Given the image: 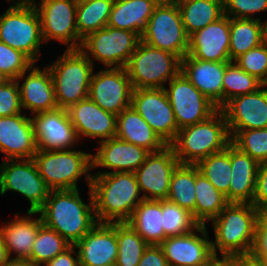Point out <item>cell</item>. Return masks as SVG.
I'll return each instance as SVG.
<instances>
[{"label": "cell", "mask_w": 267, "mask_h": 266, "mask_svg": "<svg viewBox=\"0 0 267 266\" xmlns=\"http://www.w3.org/2000/svg\"><path fill=\"white\" fill-rule=\"evenodd\" d=\"M230 143L226 117L218 109L205 121L178 130L170 146L180 164L196 165L211 154L223 151Z\"/></svg>", "instance_id": "obj_4"}, {"label": "cell", "mask_w": 267, "mask_h": 266, "mask_svg": "<svg viewBox=\"0 0 267 266\" xmlns=\"http://www.w3.org/2000/svg\"><path fill=\"white\" fill-rule=\"evenodd\" d=\"M162 216L167 237L187 234L200 225L190 212L167 199L162 201Z\"/></svg>", "instance_id": "obj_42"}, {"label": "cell", "mask_w": 267, "mask_h": 266, "mask_svg": "<svg viewBox=\"0 0 267 266\" xmlns=\"http://www.w3.org/2000/svg\"><path fill=\"white\" fill-rule=\"evenodd\" d=\"M35 64L28 56L0 41V78L16 79Z\"/></svg>", "instance_id": "obj_43"}, {"label": "cell", "mask_w": 267, "mask_h": 266, "mask_svg": "<svg viewBox=\"0 0 267 266\" xmlns=\"http://www.w3.org/2000/svg\"><path fill=\"white\" fill-rule=\"evenodd\" d=\"M132 91L126 68L108 67L92 74L88 98L117 116L131 105Z\"/></svg>", "instance_id": "obj_15"}, {"label": "cell", "mask_w": 267, "mask_h": 266, "mask_svg": "<svg viewBox=\"0 0 267 266\" xmlns=\"http://www.w3.org/2000/svg\"><path fill=\"white\" fill-rule=\"evenodd\" d=\"M230 17L225 14L189 36L187 54L203 61L230 62Z\"/></svg>", "instance_id": "obj_21"}, {"label": "cell", "mask_w": 267, "mask_h": 266, "mask_svg": "<svg viewBox=\"0 0 267 266\" xmlns=\"http://www.w3.org/2000/svg\"><path fill=\"white\" fill-rule=\"evenodd\" d=\"M259 163L231 143L229 203L252 204Z\"/></svg>", "instance_id": "obj_27"}, {"label": "cell", "mask_w": 267, "mask_h": 266, "mask_svg": "<svg viewBox=\"0 0 267 266\" xmlns=\"http://www.w3.org/2000/svg\"><path fill=\"white\" fill-rule=\"evenodd\" d=\"M160 1L114 0L107 26L135 32L141 37Z\"/></svg>", "instance_id": "obj_29"}, {"label": "cell", "mask_w": 267, "mask_h": 266, "mask_svg": "<svg viewBox=\"0 0 267 266\" xmlns=\"http://www.w3.org/2000/svg\"><path fill=\"white\" fill-rule=\"evenodd\" d=\"M221 110L229 131L267 128V85L253 93L232 98Z\"/></svg>", "instance_id": "obj_19"}, {"label": "cell", "mask_w": 267, "mask_h": 266, "mask_svg": "<svg viewBox=\"0 0 267 266\" xmlns=\"http://www.w3.org/2000/svg\"><path fill=\"white\" fill-rule=\"evenodd\" d=\"M208 237L206 225H199L187 234L166 237L159 246L169 266H208L215 258Z\"/></svg>", "instance_id": "obj_17"}, {"label": "cell", "mask_w": 267, "mask_h": 266, "mask_svg": "<svg viewBox=\"0 0 267 266\" xmlns=\"http://www.w3.org/2000/svg\"><path fill=\"white\" fill-rule=\"evenodd\" d=\"M151 152L117 137L100 142L96 154H92V168L104 167L111 172H135Z\"/></svg>", "instance_id": "obj_25"}, {"label": "cell", "mask_w": 267, "mask_h": 266, "mask_svg": "<svg viewBox=\"0 0 267 266\" xmlns=\"http://www.w3.org/2000/svg\"><path fill=\"white\" fill-rule=\"evenodd\" d=\"M226 62L203 61L186 54L181 72L218 109L223 107V76Z\"/></svg>", "instance_id": "obj_24"}, {"label": "cell", "mask_w": 267, "mask_h": 266, "mask_svg": "<svg viewBox=\"0 0 267 266\" xmlns=\"http://www.w3.org/2000/svg\"><path fill=\"white\" fill-rule=\"evenodd\" d=\"M40 176L50 190H73L77 180L86 175L90 187L92 174V154L76 150L38 149L32 158Z\"/></svg>", "instance_id": "obj_6"}, {"label": "cell", "mask_w": 267, "mask_h": 266, "mask_svg": "<svg viewBox=\"0 0 267 266\" xmlns=\"http://www.w3.org/2000/svg\"><path fill=\"white\" fill-rule=\"evenodd\" d=\"M208 266H239V256L215 257Z\"/></svg>", "instance_id": "obj_51"}, {"label": "cell", "mask_w": 267, "mask_h": 266, "mask_svg": "<svg viewBox=\"0 0 267 266\" xmlns=\"http://www.w3.org/2000/svg\"><path fill=\"white\" fill-rule=\"evenodd\" d=\"M113 3L114 0H78L76 28L82 39L107 26Z\"/></svg>", "instance_id": "obj_36"}, {"label": "cell", "mask_w": 267, "mask_h": 266, "mask_svg": "<svg viewBox=\"0 0 267 266\" xmlns=\"http://www.w3.org/2000/svg\"><path fill=\"white\" fill-rule=\"evenodd\" d=\"M179 164L170 145L158 152H151L135 171L140 193L145 192L142 195L143 199L166 200L172 173Z\"/></svg>", "instance_id": "obj_16"}, {"label": "cell", "mask_w": 267, "mask_h": 266, "mask_svg": "<svg viewBox=\"0 0 267 266\" xmlns=\"http://www.w3.org/2000/svg\"><path fill=\"white\" fill-rule=\"evenodd\" d=\"M90 188L98 223L127 222L143 200L135 172H97Z\"/></svg>", "instance_id": "obj_1"}, {"label": "cell", "mask_w": 267, "mask_h": 266, "mask_svg": "<svg viewBox=\"0 0 267 266\" xmlns=\"http://www.w3.org/2000/svg\"><path fill=\"white\" fill-rule=\"evenodd\" d=\"M196 166L199 172L210 183L226 196L229 202V187L231 181V143L221 152L211 154L200 160Z\"/></svg>", "instance_id": "obj_37"}, {"label": "cell", "mask_w": 267, "mask_h": 266, "mask_svg": "<svg viewBox=\"0 0 267 266\" xmlns=\"http://www.w3.org/2000/svg\"><path fill=\"white\" fill-rule=\"evenodd\" d=\"M235 63L242 70L267 85V40L238 57Z\"/></svg>", "instance_id": "obj_44"}, {"label": "cell", "mask_w": 267, "mask_h": 266, "mask_svg": "<svg viewBox=\"0 0 267 266\" xmlns=\"http://www.w3.org/2000/svg\"><path fill=\"white\" fill-rule=\"evenodd\" d=\"M93 65L80 49H66L62 56L47 66L53 79L58 108L68 109L88 98Z\"/></svg>", "instance_id": "obj_5"}, {"label": "cell", "mask_w": 267, "mask_h": 266, "mask_svg": "<svg viewBox=\"0 0 267 266\" xmlns=\"http://www.w3.org/2000/svg\"><path fill=\"white\" fill-rule=\"evenodd\" d=\"M127 223L148 245H159L167 237L162 227V201L143 199Z\"/></svg>", "instance_id": "obj_31"}, {"label": "cell", "mask_w": 267, "mask_h": 266, "mask_svg": "<svg viewBox=\"0 0 267 266\" xmlns=\"http://www.w3.org/2000/svg\"><path fill=\"white\" fill-rule=\"evenodd\" d=\"M80 266L115 264L118 254L117 223H97L75 244Z\"/></svg>", "instance_id": "obj_20"}, {"label": "cell", "mask_w": 267, "mask_h": 266, "mask_svg": "<svg viewBox=\"0 0 267 266\" xmlns=\"http://www.w3.org/2000/svg\"><path fill=\"white\" fill-rule=\"evenodd\" d=\"M22 110L19 83L16 79L0 80V117L20 114Z\"/></svg>", "instance_id": "obj_45"}, {"label": "cell", "mask_w": 267, "mask_h": 266, "mask_svg": "<svg viewBox=\"0 0 267 266\" xmlns=\"http://www.w3.org/2000/svg\"><path fill=\"white\" fill-rule=\"evenodd\" d=\"M141 41L177 55L181 60L188 52L189 35L183 26L175 0H161L149 18Z\"/></svg>", "instance_id": "obj_9"}, {"label": "cell", "mask_w": 267, "mask_h": 266, "mask_svg": "<svg viewBox=\"0 0 267 266\" xmlns=\"http://www.w3.org/2000/svg\"><path fill=\"white\" fill-rule=\"evenodd\" d=\"M29 71L27 77L26 72L28 71H25L16 78L19 83L22 108L31 110V115L58 109L54 83L48 67L40 70L33 64ZM19 79L24 81L21 86Z\"/></svg>", "instance_id": "obj_26"}, {"label": "cell", "mask_w": 267, "mask_h": 266, "mask_svg": "<svg viewBox=\"0 0 267 266\" xmlns=\"http://www.w3.org/2000/svg\"><path fill=\"white\" fill-rule=\"evenodd\" d=\"M35 214L37 212L27 211L28 216L23 217L17 213L16 219L0 227V234L10 258V255L15 253V259H29L36 234L43 224L41 216L35 220L30 217Z\"/></svg>", "instance_id": "obj_28"}, {"label": "cell", "mask_w": 267, "mask_h": 266, "mask_svg": "<svg viewBox=\"0 0 267 266\" xmlns=\"http://www.w3.org/2000/svg\"><path fill=\"white\" fill-rule=\"evenodd\" d=\"M115 137L150 152H158L167 146L131 105L117 115Z\"/></svg>", "instance_id": "obj_30"}, {"label": "cell", "mask_w": 267, "mask_h": 266, "mask_svg": "<svg viewBox=\"0 0 267 266\" xmlns=\"http://www.w3.org/2000/svg\"><path fill=\"white\" fill-rule=\"evenodd\" d=\"M138 266H169L159 245H148Z\"/></svg>", "instance_id": "obj_49"}, {"label": "cell", "mask_w": 267, "mask_h": 266, "mask_svg": "<svg viewBox=\"0 0 267 266\" xmlns=\"http://www.w3.org/2000/svg\"><path fill=\"white\" fill-rule=\"evenodd\" d=\"M9 190L29 200L28 212H38L50 192L32 158L3 160L0 165V195Z\"/></svg>", "instance_id": "obj_11"}, {"label": "cell", "mask_w": 267, "mask_h": 266, "mask_svg": "<svg viewBox=\"0 0 267 266\" xmlns=\"http://www.w3.org/2000/svg\"><path fill=\"white\" fill-rule=\"evenodd\" d=\"M223 6L224 14L230 18L255 19L254 13L267 10V0H223Z\"/></svg>", "instance_id": "obj_46"}, {"label": "cell", "mask_w": 267, "mask_h": 266, "mask_svg": "<svg viewBox=\"0 0 267 266\" xmlns=\"http://www.w3.org/2000/svg\"><path fill=\"white\" fill-rule=\"evenodd\" d=\"M252 204L260 212H267V161L259 163Z\"/></svg>", "instance_id": "obj_48"}, {"label": "cell", "mask_w": 267, "mask_h": 266, "mask_svg": "<svg viewBox=\"0 0 267 266\" xmlns=\"http://www.w3.org/2000/svg\"><path fill=\"white\" fill-rule=\"evenodd\" d=\"M263 85L256 77L242 70L235 61L226 62L223 76V106L232 98L253 93Z\"/></svg>", "instance_id": "obj_40"}, {"label": "cell", "mask_w": 267, "mask_h": 266, "mask_svg": "<svg viewBox=\"0 0 267 266\" xmlns=\"http://www.w3.org/2000/svg\"><path fill=\"white\" fill-rule=\"evenodd\" d=\"M9 1V0H8ZM16 0L13 1V5H21V6H35L37 4L36 0ZM42 0H40L41 2Z\"/></svg>", "instance_id": "obj_55"}, {"label": "cell", "mask_w": 267, "mask_h": 266, "mask_svg": "<svg viewBox=\"0 0 267 266\" xmlns=\"http://www.w3.org/2000/svg\"><path fill=\"white\" fill-rule=\"evenodd\" d=\"M195 194L196 204L192 216L200 225H206L207 220L209 222L217 217L229 204L226 196L199 172L197 166Z\"/></svg>", "instance_id": "obj_34"}, {"label": "cell", "mask_w": 267, "mask_h": 266, "mask_svg": "<svg viewBox=\"0 0 267 266\" xmlns=\"http://www.w3.org/2000/svg\"><path fill=\"white\" fill-rule=\"evenodd\" d=\"M0 41L19 50L34 63L44 42L41 22L34 6L11 5L0 16Z\"/></svg>", "instance_id": "obj_8"}, {"label": "cell", "mask_w": 267, "mask_h": 266, "mask_svg": "<svg viewBox=\"0 0 267 266\" xmlns=\"http://www.w3.org/2000/svg\"><path fill=\"white\" fill-rule=\"evenodd\" d=\"M76 253V258L72 255ZM45 266H80L78 254L75 251V246L70 245L62 253L55 256L52 260L44 264Z\"/></svg>", "instance_id": "obj_50"}, {"label": "cell", "mask_w": 267, "mask_h": 266, "mask_svg": "<svg viewBox=\"0 0 267 266\" xmlns=\"http://www.w3.org/2000/svg\"><path fill=\"white\" fill-rule=\"evenodd\" d=\"M186 33L190 36L224 15L223 0H175Z\"/></svg>", "instance_id": "obj_33"}, {"label": "cell", "mask_w": 267, "mask_h": 266, "mask_svg": "<svg viewBox=\"0 0 267 266\" xmlns=\"http://www.w3.org/2000/svg\"><path fill=\"white\" fill-rule=\"evenodd\" d=\"M106 266H116V264H110V265H106Z\"/></svg>", "instance_id": "obj_57"}, {"label": "cell", "mask_w": 267, "mask_h": 266, "mask_svg": "<svg viewBox=\"0 0 267 266\" xmlns=\"http://www.w3.org/2000/svg\"><path fill=\"white\" fill-rule=\"evenodd\" d=\"M67 112L78 138H99L103 142L116 135L117 116L103 110L89 98L71 105Z\"/></svg>", "instance_id": "obj_22"}, {"label": "cell", "mask_w": 267, "mask_h": 266, "mask_svg": "<svg viewBox=\"0 0 267 266\" xmlns=\"http://www.w3.org/2000/svg\"><path fill=\"white\" fill-rule=\"evenodd\" d=\"M9 258H10L9 254L7 252L2 236L0 234V266L4 264Z\"/></svg>", "instance_id": "obj_54"}, {"label": "cell", "mask_w": 267, "mask_h": 266, "mask_svg": "<svg viewBox=\"0 0 267 266\" xmlns=\"http://www.w3.org/2000/svg\"><path fill=\"white\" fill-rule=\"evenodd\" d=\"M31 119L38 149H71L79 141L67 109L39 112Z\"/></svg>", "instance_id": "obj_18"}, {"label": "cell", "mask_w": 267, "mask_h": 266, "mask_svg": "<svg viewBox=\"0 0 267 266\" xmlns=\"http://www.w3.org/2000/svg\"><path fill=\"white\" fill-rule=\"evenodd\" d=\"M140 40L135 32L106 26L88 34L80 50L92 63L94 58L107 68H125Z\"/></svg>", "instance_id": "obj_10"}, {"label": "cell", "mask_w": 267, "mask_h": 266, "mask_svg": "<svg viewBox=\"0 0 267 266\" xmlns=\"http://www.w3.org/2000/svg\"><path fill=\"white\" fill-rule=\"evenodd\" d=\"M265 22H266V40H267V20Z\"/></svg>", "instance_id": "obj_56"}, {"label": "cell", "mask_w": 267, "mask_h": 266, "mask_svg": "<svg viewBox=\"0 0 267 266\" xmlns=\"http://www.w3.org/2000/svg\"><path fill=\"white\" fill-rule=\"evenodd\" d=\"M117 242L116 266H138L148 244L127 222L117 223Z\"/></svg>", "instance_id": "obj_38"}, {"label": "cell", "mask_w": 267, "mask_h": 266, "mask_svg": "<svg viewBox=\"0 0 267 266\" xmlns=\"http://www.w3.org/2000/svg\"><path fill=\"white\" fill-rule=\"evenodd\" d=\"M196 165L179 164L172 173L167 200L191 214L195 211Z\"/></svg>", "instance_id": "obj_35"}, {"label": "cell", "mask_w": 267, "mask_h": 266, "mask_svg": "<svg viewBox=\"0 0 267 266\" xmlns=\"http://www.w3.org/2000/svg\"><path fill=\"white\" fill-rule=\"evenodd\" d=\"M260 211L248 203H229L212 219L215 241H211L214 256L217 249L222 257L250 255Z\"/></svg>", "instance_id": "obj_3"}, {"label": "cell", "mask_w": 267, "mask_h": 266, "mask_svg": "<svg viewBox=\"0 0 267 266\" xmlns=\"http://www.w3.org/2000/svg\"><path fill=\"white\" fill-rule=\"evenodd\" d=\"M231 143L258 163L267 161V128L229 131Z\"/></svg>", "instance_id": "obj_41"}, {"label": "cell", "mask_w": 267, "mask_h": 266, "mask_svg": "<svg viewBox=\"0 0 267 266\" xmlns=\"http://www.w3.org/2000/svg\"><path fill=\"white\" fill-rule=\"evenodd\" d=\"M250 255L263 263L267 262V212H261L258 216Z\"/></svg>", "instance_id": "obj_47"}, {"label": "cell", "mask_w": 267, "mask_h": 266, "mask_svg": "<svg viewBox=\"0 0 267 266\" xmlns=\"http://www.w3.org/2000/svg\"><path fill=\"white\" fill-rule=\"evenodd\" d=\"M0 117V152L8 159L33 158L38 151L31 117Z\"/></svg>", "instance_id": "obj_23"}, {"label": "cell", "mask_w": 267, "mask_h": 266, "mask_svg": "<svg viewBox=\"0 0 267 266\" xmlns=\"http://www.w3.org/2000/svg\"><path fill=\"white\" fill-rule=\"evenodd\" d=\"M131 106L166 145L175 140L177 122L164 88L133 89Z\"/></svg>", "instance_id": "obj_14"}, {"label": "cell", "mask_w": 267, "mask_h": 266, "mask_svg": "<svg viewBox=\"0 0 267 266\" xmlns=\"http://www.w3.org/2000/svg\"><path fill=\"white\" fill-rule=\"evenodd\" d=\"M125 68L133 89L165 88L181 72V59L140 40Z\"/></svg>", "instance_id": "obj_7"}, {"label": "cell", "mask_w": 267, "mask_h": 266, "mask_svg": "<svg viewBox=\"0 0 267 266\" xmlns=\"http://www.w3.org/2000/svg\"><path fill=\"white\" fill-rule=\"evenodd\" d=\"M239 266H266V264L251 255H241L239 256Z\"/></svg>", "instance_id": "obj_52"}, {"label": "cell", "mask_w": 267, "mask_h": 266, "mask_svg": "<svg viewBox=\"0 0 267 266\" xmlns=\"http://www.w3.org/2000/svg\"><path fill=\"white\" fill-rule=\"evenodd\" d=\"M89 193V204H85L78 189L50 190L37 214H40L44 225L74 245L98 223L90 187Z\"/></svg>", "instance_id": "obj_2"}, {"label": "cell", "mask_w": 267, "mask_h": 266, "mask_svg": "<svg viewBox=\"0 0 267 266\" xmlns=\"http://www.w3.org/2000/svg\"><path fill=\"white\" fill-rule=\"evenodd\" d=\"M70 245L59 233L42 224L36 234L29 260L35 266L44 265Z\"/></svg>", "instance_id": "obj_39"}, {"label": "cell", "mask_w": 267, "mask_h": 266, "mask_svg": "<svg viewBox=\"0 0 267 266\" xmlns=\"http://www.w3.org/2000/svg\"><path fill=\"white\" fill-rule=\"evenodd\" d=\"M169 89L165 92L177 122L178 130L205 121L217 110V106L204 96L188 79L180 72L169 81Z\"/></svg>", "instance_id": "obj_13"}, {"label": "cell", "mask_w": 267, "mask_h": 266, "mask_svg": "<svg viewBox=\"0 0 267 266\" xmlns=\"http://www.w3.org/2000/svg\"><path fill=\"white\" fill-rule=\"evenodd\" d=\"M261 18L236 19L230 18V60L256 48L266 41V22Z\"/></svg>", "instance_id": "obj_32"}, {"label": "cell", "mask_w": 267, "mask_h": 266, "mask_svg": "<svg viewBox=\"0 0 267 266\" xmlns=\"http://www.w3.org/2000/svg\"><path fill=\"white\" fill-rule=\"evenodd\" d=\"M77 4L78 0H42L34 6L44 42L52 39L63 42L66 49H80L83 39L76 28Z\"/></svg>", "instance_id": "obj_12"}, {"label": "cell", "mask_w": 267, "mask_h": 266, "mask_svg": "<svg viewBox=\"0 0 267 266\" xmlns=\"http://www.w3.org/2000/svg\"><path fill=\"white\" fill-rule=\"evenodd\" d=\"M1 266H35L29 259L9 258Z\"/></svg>", "instance_id": "obj_53"}]
</instances>
